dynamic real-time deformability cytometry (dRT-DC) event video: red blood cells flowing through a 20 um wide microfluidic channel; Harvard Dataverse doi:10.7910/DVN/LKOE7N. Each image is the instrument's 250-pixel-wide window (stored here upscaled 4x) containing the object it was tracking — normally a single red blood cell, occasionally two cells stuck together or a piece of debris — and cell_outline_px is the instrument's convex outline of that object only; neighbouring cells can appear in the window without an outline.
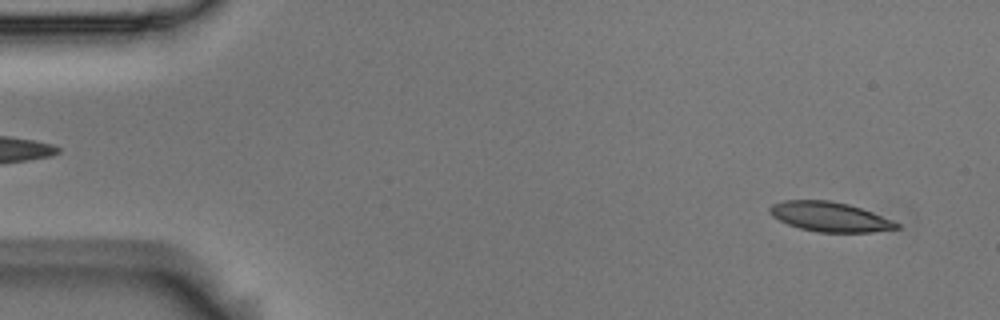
{"species": "Egyptian fruit bat (a non-hibernating species)", "species_latin": "Rousettus aegyptiacus", "temperature_condition": "room temperature", "stored_images_in_passage": 53, "camera_frame_rate_fps": 3000, "um_per_image_px": 0.085, "animal": {"sex": "male"}, "frame": {"image": 1, "passage_image": 3, "time_ms": 0.667, "image_size_px": [1000, 320], "cell_outline_px": [[900, 228], [872, 232], [820, 232], [800, 228], [788, 224], [772, 216], [768, 212], [768, 208], [772, 204], [784, 200], [828, 200], [848, 204], [872, 212], [892, 220], [900, 224]], "centroid_in_image_um": [70.52, 18.42], "position_along_channel_um": 14.5, "area_um2": 21.79}}
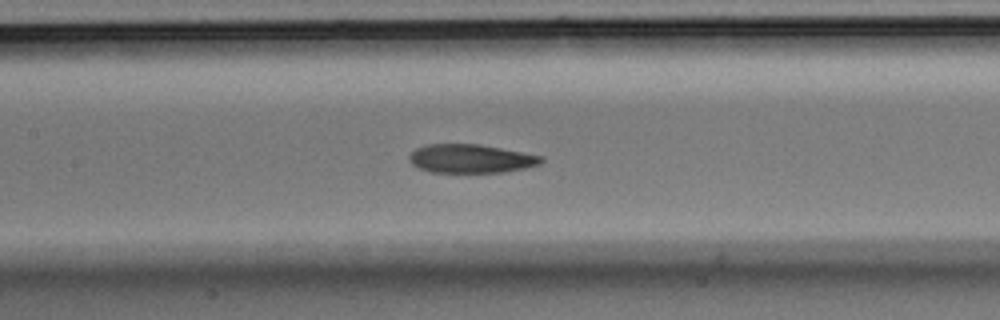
{"frame": {"image": 2, "passage_image": 24, "time_ms": 7.667, "image_size_px": [1000, 320], "cell_outline_px": [[544, 160], [540, 164], [524, 168], [504, 172], [432, 172], [420, 168], [412, 164], [408, 160], [408, 156], [416, 148], [428, 144], [480, 144], [544, 156]], "centroid_in_image_um": [40.03, 13.48], "position_along_channel_um": 167.4, "area_um2": 22.02}}
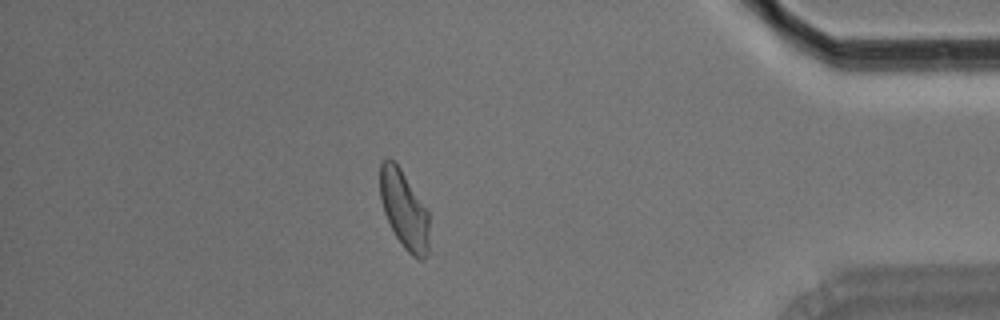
{"frame": {"image": 3, "passage_image": 46, "time_ms": 15.0, "image_size_px": [1000, 320], "cell_outline_px": [[428, 252], [424, 260], [420, 260], [412, 256], [404, 248], [396, 236], [384, 212], [380, 200], [380, 164], [388, 156], [400, 168], [428, 208]], "centroid_in_image_um": [34.36, 17.81], "position_along_channel_um": 400.8, "area_um2": 22.43}, "authors_computed_cell_mechanics": {"area_um2": 22.5998, "velocity_mm_per_s": 3.7194, "shape_relaxation_time_tau1_ms": 9.0211, "shape_relaxation_time_tau2_ms": 2.9331, "deformation_change_tau1": 0.2049, "deformation_change_tau2": 0.0905}}